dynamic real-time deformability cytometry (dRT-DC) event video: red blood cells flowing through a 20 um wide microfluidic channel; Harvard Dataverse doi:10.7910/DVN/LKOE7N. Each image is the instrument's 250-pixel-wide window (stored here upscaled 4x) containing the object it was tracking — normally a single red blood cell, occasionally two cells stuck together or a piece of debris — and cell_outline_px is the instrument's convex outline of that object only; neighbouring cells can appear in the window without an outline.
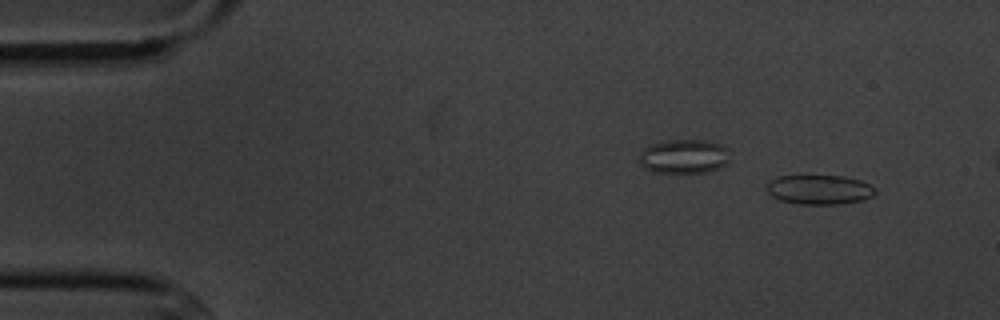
{"species": "common noctule bat (a hibernating species)", "species_latin": "Nyctalus noctula", "temperature_condition": "cold", "stored_images_in_passage": 5, "camera_frame_rate_fps": 3000, "um_per_image_px": 0.085, "animal": {"sex": "male", "body_mass_g": 20.1, "forearm_length_mm": 53.5}, "frame": {"image": 1, "passage_image": 1, "time_ms": 0.0, "image_size_px": [1000, 320], "cell_outline_px": [[876, 192], [872, 196], [864, 200], [840, 204], [800, 204], [780, 200], [772, 196], [768, 192], [768, 184], [772, 180], [780, 176], [844, 176], [860, 180], [876, 188]], "centroid_in_image_um": [69.69, 16.12], "position_along_channel_um": 15.3, "area_um2": 18.5}}